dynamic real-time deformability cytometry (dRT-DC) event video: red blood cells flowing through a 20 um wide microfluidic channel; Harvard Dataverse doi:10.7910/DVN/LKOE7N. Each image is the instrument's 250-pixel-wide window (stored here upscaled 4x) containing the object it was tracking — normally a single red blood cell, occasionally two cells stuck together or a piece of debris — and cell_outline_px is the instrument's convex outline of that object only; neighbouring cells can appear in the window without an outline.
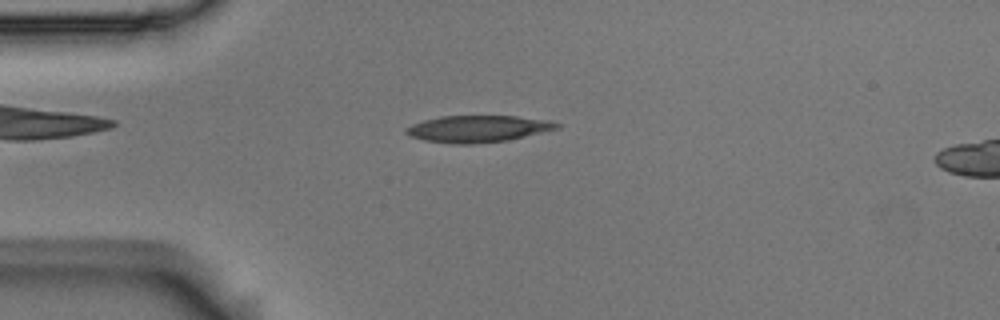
{"species": "Egyptian fruit bat (a non-hibernating species)", "species_latin": "Rousettus aegyptiacus", "temperature_condition": "room temperature", "stored_images_in_passage": 46, "camera_frame_rate_fps": 3000, "um_per_image_px": 0.085, "animal": {"sex": "male"}, "frame": {"image": 1, "passage_image": 5, "time_ms": 1.333, "image_size_px": [1000, 320], "cell_outline_px": [[564, 124], [560, 128], [508, 140], [472, 144], [452, 144], [424, 140], [408, 136], [404, 132], [404, 128], [412, 124], [424, 120], [440, 116], [516, 116], [548, 120]], "centroid_in_image_um": [40.61, 10.95], "position_along_channel_um": 44.4, "area_um2": 23.7}}
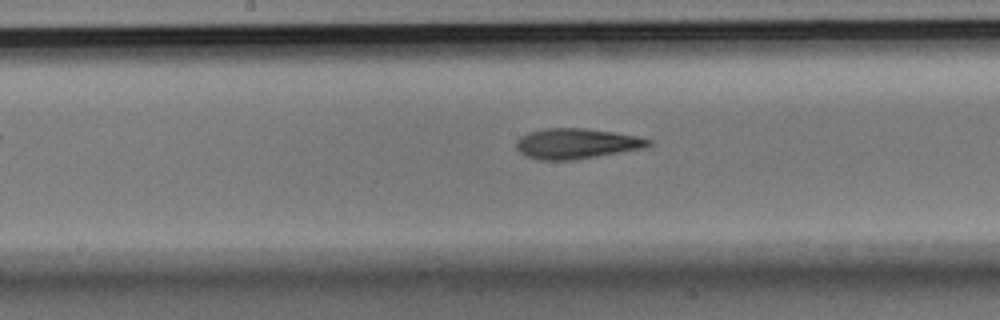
{"frame": {"image": 2, "passage_image": 19, "time_ms": 6.0, "image_size_px": [1000, 320], "cell_outline_px": [[652, 144], [644, 148], [572, 160], [540, 160], [528, 156], [520, 152], [516, 148], [516, 140], [520, 136], [528, 132], [544, 128], [588, 128], [616, 132], [636, 136], [652, 140]], "centroid_in_image_um": [48.99, 12.19], "position_along_channel_um": 199.2, "area_um2": 23.41}}
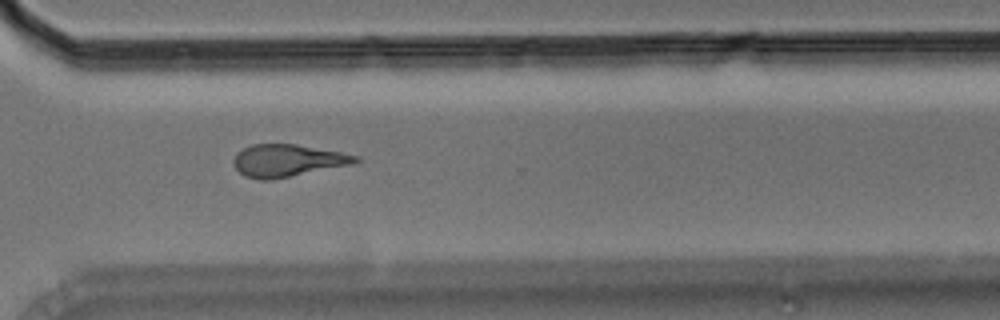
{"frame": {"image": 3, "passage_image": 31, "time_ms": 10.0, "image_size_px": [1000, 320], "cell_outline_px": [[360, 160], [352, 164], [272, 180], [260, 180], [244, 176], [232, 164], [232, 160], [236, 152], [252, 144], [296, 144], [340, 152], [360, 156]], "centroid_in_image_um": [24.4, 13.65], "position_along_channel_um": 346.2, "area_um2": 23.0}, "authors_computed_cell_mechanics": {"area_um2": 23.0911, "velocity_mm_per_s": 3.6844, "shape_relaxation_time_tau1_ms": 4.7879, "shape_relaxation_time_tau2_ms": 3.1569, "deformation_change_tau1": 0.1796, "deformation_change_tau2": 0.1328}}